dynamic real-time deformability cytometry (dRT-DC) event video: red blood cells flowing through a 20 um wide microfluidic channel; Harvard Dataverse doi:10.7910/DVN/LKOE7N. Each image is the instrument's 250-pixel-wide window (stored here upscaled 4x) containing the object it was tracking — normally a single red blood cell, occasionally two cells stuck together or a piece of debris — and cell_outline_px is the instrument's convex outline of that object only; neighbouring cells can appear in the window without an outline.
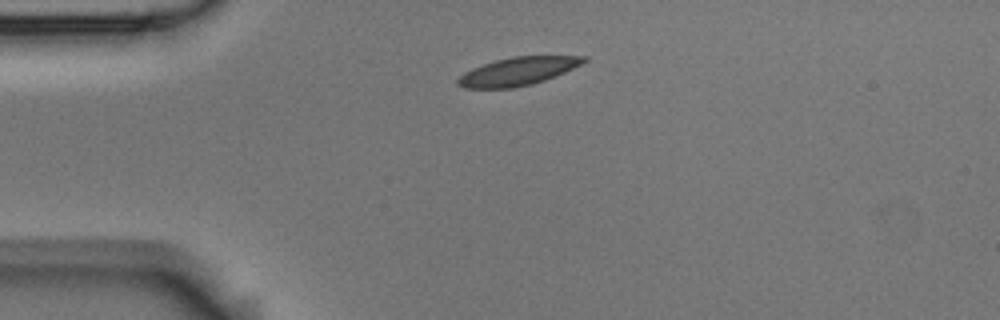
{"species": "Egyptian fruit bat (a non-hibernating species)", "species_latin": "Rousettus aegyptiacus", "temperature_condition": "room temperature", "stored_images_in_passage": 2, "camera_frame_rate_fps": 3000, "um_per_image_px": 0.085, "animal": {"sex": "male"}, "frame": {"image": 1, "passage_image": 1, "time_ms": 0.0, "image_size_px": [1000, 320], "cell_outline_px": [[588, 60], [564, 72], [544, 80], [532, 84], [512, 88], [464, 88], [456, 84], [456, 80], [464, 72], [472, 68], [496, 60], [512, 56], [588, 56]], "centroid_in_image_um": [43.98, 6.06], "position_along_channel_um": 41.0, "area_um2": 20.46}}